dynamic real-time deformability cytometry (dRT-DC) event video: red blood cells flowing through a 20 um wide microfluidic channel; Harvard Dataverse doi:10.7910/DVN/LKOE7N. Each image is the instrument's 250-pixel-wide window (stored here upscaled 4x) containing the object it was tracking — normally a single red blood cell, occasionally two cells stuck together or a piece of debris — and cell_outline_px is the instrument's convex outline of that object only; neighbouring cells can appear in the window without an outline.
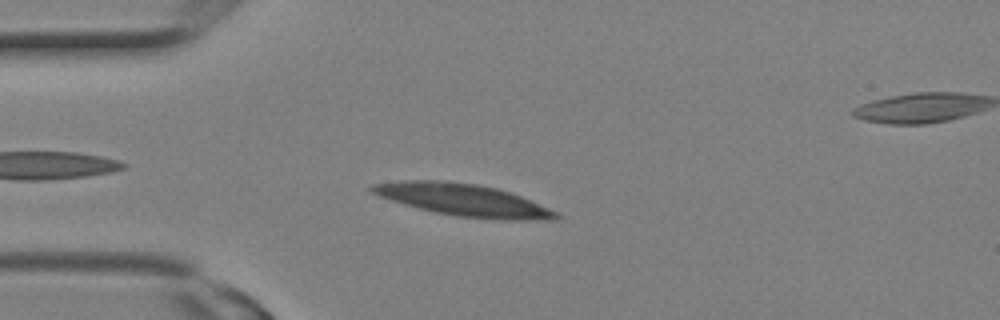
{"species": "Egyptian fruit bat (a non-hibernating species)", "species_latin": "Rousettus aegyptiacus", "temperature_condition": "room temperature", "stored_images_in_passage": 4, "segment_of_instrument_passage": [1, 2], "camera_frame_rate_fps": 3000, "um_per_image_px": 0.085, "animal": {"sex": "female"}, "frame": {"image": 1, "passage_image": 2, "time_ms": 0.333, "image_size_px": [1000, 320], "cell_outline_px": [[560, 216], [552, 220], [508, 220], [456, 216], [436, 212], [404, 204], [380, 196], [372, 192], [368, 188], [372, 184], [404, 180], [444, 180], [476, 184], [496, 188], [520, 196], [560, 212]], "centroid_in_image_um": [39.41, 16.99], "position_along_channel_um": 45.6, "area_um2": 34.16}}